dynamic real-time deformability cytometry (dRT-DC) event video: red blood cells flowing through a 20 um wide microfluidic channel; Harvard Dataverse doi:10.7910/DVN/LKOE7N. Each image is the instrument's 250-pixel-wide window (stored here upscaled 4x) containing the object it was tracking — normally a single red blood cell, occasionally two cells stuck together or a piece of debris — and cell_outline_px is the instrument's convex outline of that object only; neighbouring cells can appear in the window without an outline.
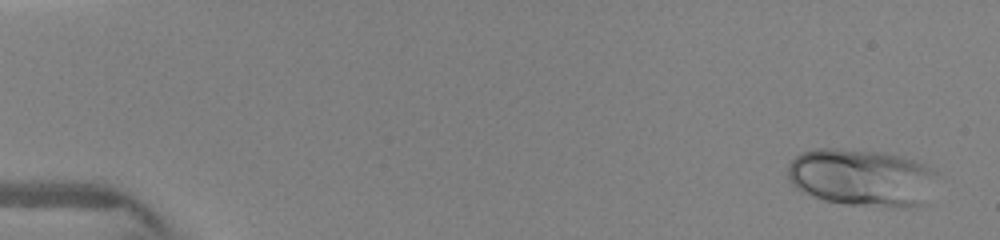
{"species": "human", "species_latin": "Homo sapiens", "temperature_condition": "warm", "stored_images_in_passage": 11, "camera_frame_rate_fps": 3000, "um_per_image_px": 0.085, "donor": {"sex": "female"}, "frame": {"image": 1, "passage_image": 1, "time_ms": 0.0, "image_size_px": [1000, 240], "cell_outline_px": [[936, 172], [920, 204], [904, 208], [896, 208], [848, 204], [824, 200], [804, 192], [796, 188], [788, 180], [788, 164], [800, 152], [816, 148], [836, 148], [884, 152], [904, 156], [916, 160], [924, 164]], "centroid_in_image_um": [73.16, 15.06], "position_along_channel_um": 11.8, "area_um2": 49.65}}
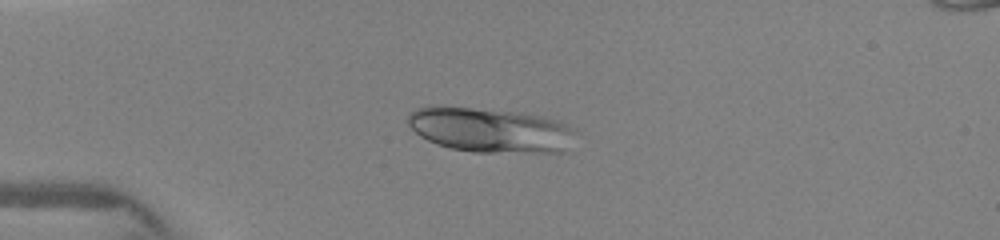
{"frame": {"image": 2, "passage_image": 7, "time_ms": 3.333, "image_size_px": [1000, 240], "cell_outline_px": [[576, 128], [568, 152], [472, 152], [452, 148], [436, 144], [420, 136], [408, 124], [408, 116], [416, 108], [472, 108], [520, 112], [544, 116], [556, 120]], "centroid_in_image_um": [41.76, 11.08], "position_along_channel_um": 43.2, "area_um2": 43.29}}